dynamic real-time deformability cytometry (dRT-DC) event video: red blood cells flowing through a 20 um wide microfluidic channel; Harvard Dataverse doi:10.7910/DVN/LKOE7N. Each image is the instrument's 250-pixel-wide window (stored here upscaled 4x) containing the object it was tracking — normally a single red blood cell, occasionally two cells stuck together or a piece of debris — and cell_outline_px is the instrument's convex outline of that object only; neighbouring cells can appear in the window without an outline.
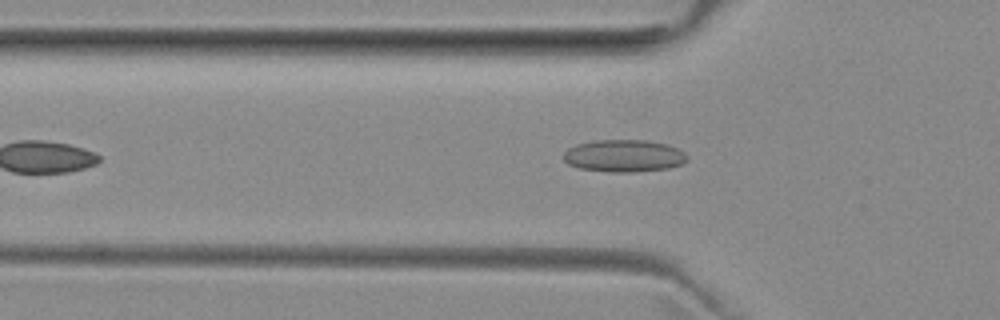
{"species": "common noctule bat (a hibernating species)", "species_latin": "Nyctalus noctula", "temperature_condition": "room temperature", "stored_images_in_passage": 38, "camera_frame_rate_fps": 3000, "um_per_image_px": 0.085, "animal": {"sex": "female", "body_mass_g": 29.2, "forearm_length_mm": 56.3}, "frame": {"image": 1, "passage_image": 5, "time_ms": 1.333, "image_size_px": [1000, 320], "cell_outline_px": [[688, 160], [684, 164], [668, 168], [632, 172], [608, 172], [580, 168], [568, 164], [564, 160], [564, 152], [568, 148], [576, 144], [592, 140], [648, 140], [668, 144], [684, 152], [688, 156]], "centroid_in_image_um": [53.05, 13.24], "position_along_channel_um": 72.7, "area_um2": 23.47}}
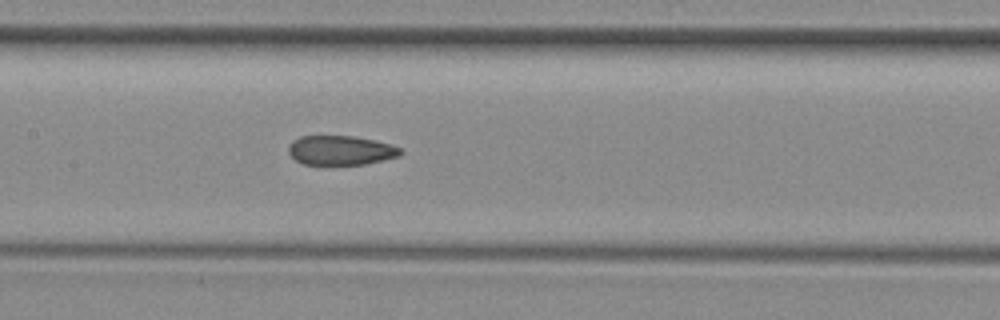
{"frame": {"image": 2, "passage_image": 13, "time_ms": 4.0, "image_size_px": [1000, 320], "cell_outline_px": [[404, 152], [400, 156], [364, 164], [304, 164], [296, 160], [288, 152], [288, 148], [292, 140], [300, 136], [352, 136], [372, 140], [388, 144], [400, 148]], "centroid_in_image_um": [28.94, 12.77], "position_along_channel_um": 178.5, "area_um2": 18.96}}
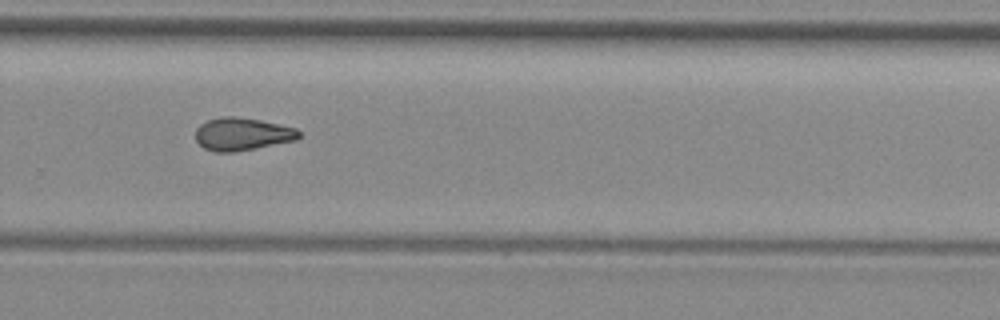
{"frame": {"image": 3, "passage_image": 24, "time_ms": 7.667, "image_size_px": [1000, 320], "cell_outline_px": [[300, 136], [296, 140], [236, 152], [216, 152], [204, 148], [196, 140], [196, 128], [200, 124], [208, 120], [220, 116], [232, 116], [260, 120], [296, 128], [300, 132]], "centroid_in_image_um": [20.57, 11.4], "position_along_channel_um": 309.2, "area_um2": 19.71}, "authors_computed_cell_mechanics": {"area_um2": 19.3919, "velocity_mm_per_s": 3.9406, "shape_relaxation_time_tau1_ms": 4.0088, "shape_relaxation_time_tau2_ms": 2.0871, "deformation_change_tau1": 0.0757, "deformation_change_tau2": 0.0863}}